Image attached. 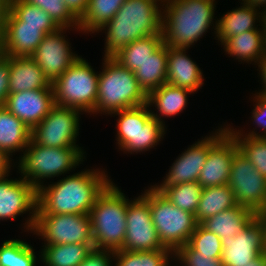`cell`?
Listing matches in <instances>:
<instances>
[{
  "instance_id": "ac0fdd59",
  "label": "cell",
  "mask_w": 266,
  "mask_h": 266,
  "mask_svg": "<svg viewBox=\"0 0 266 266\" xmlns=\"http://www.w3.org/2000/svg\"><path fill=\"white\" fill-rule=\"evenodd\" d=\"M223 266H244L265 250L264 226L256 216L235 237L221 239Z\"/></svg>"
},
{
  "instance_id": "681fc988",
  "label": "cell",
  "mask_w": 266,
  "mask_h": 266,
  "mask_svg": "<svg viewBox=\"0 0 266 266\" xmlns=\"http://www.w3.org/2000/svg\"><path fill=\"white\" fill-rule=\"evenodd\" d=\"M264 226L265 248H266V212H260L257 214Z\"/></svg>"
},
{
  "instance_id": "30bf717a",
  "label": "cell",
  "mask_w": 266,
  "mask_h": 266,
  "mask_svg": "<svg viewBox=\"0 0 266 266\" xmlns=\"http://www.w3.org/2000/svg\"><path fill=\"white\" fill-rule=\"evenodd\" d=\"M33 232L45 245L94 244L88 214H36Z\"/></svg>"
},
{
  "instance_id": "60d3db41",
  "label": "cell",
  "mask_w": 266,
  "mask_h": 266,
  "mask_svg": "<svg viewBox=\"0 0 266 266\" xmlns=\"http://www.w3.org/2000/svg\"><path fill=\"white\" fill-rule=\"evenodd\" d=\"M255 95V100L253 99V101L255 102V106L254 109L252 110V117L251 119L253 120V122H255V125L257 124L258 128H262L260 130H262L263 132H261L259 134L256 133V131H250L248 134H244L243 132H241V130L237 131L231 127L226 126L227 131L232 135V136H246V137H263L266 138V97L265 96H261L259 94H254Z\"/></svg>"
},
{
  "instance_id": "603a6c76",
  "label": "cell",
  "mask_w": 266,
  "mask_h": 266,
  "mask_svg": "<svg viewBox=\"0 0 266 266\" xmlns=\"http://www.w3.org/2000/svg\"><path fill=\"white\" fill-rule=\"evenodd\" d=\"M239 8L232 9V11L224 14L215 23V34L218 40L222 43L226 38L239 35L248 30H264L263 26V12L258 9L252 8L248 4L242 3ZM258 10V11H257ZM262 26L261 28L255 27V22Z\"/></svg>"
},
{
  "instance_id": "484cf974",
  "label": "cell",
  "mask_w": 266,
  "mask_h": 266,
  "mask_svg": "<svg viewBox=\"0 0 266 266\" xmlns=\"http://www.w3.org/2000/svg\"><path fill=\"white\" fill-rule=\"evenodd\" d=\"M191 93L194 92L164 83L161 87L151 91L147 95V104L149 106H155L159 111L158 115V111L155 113L151 110L152 117L165 125L161 117H171L180 114L187 105L188 94L191 95Z\"/></svg>"
},
{
  "instance_id": "b9f144b4",
  "label": "cell",
  "mask_w": 266,
  "mask_h": 266,
  "mask_svg": "<svg viewBox=\"0 0 266 266\" xmlns=\"http://www.w3.org/2000/svg\"><path fill=\"white\" fill-rule=\"evenodd\" d=\"M10 57L0 54V107L5 105L9 91Z\"/></svg>"
},
{
  "instance_id": "e575fe53",
  "label": "cell",
  "mask_w": 266,
  "mask_h": 266,
  "mask_svg": "<svg viewBox=\"0 0 266 266\" xmlns=\"http://www.w3.org/2000/svg\"><path fill=\"white\" fill-rule=\"evenodd\" d=\"M33 247L20 239L6 240L0 247V266H36Z\"/></svg>"
},
{
  "instance_id": "d6986e66",
  "label": "cell",
  "mask_w": 266,
  "mask_h": 266,
  "mask_svg": "<svg viewBox=\"0 0 266 266\" xmlns=\"http://www.w3.org/2000/svg\"><path fill=\"white\" fill-rule=\"evenodd\" d=\"M54 105L53 89H34L10 93L4 106L32 130Z\"/></svg>"
},
{
  "instance_id": "c3c4849f",
  "label": "cell",
  "mask_w": 266,
  "mask_h": 266,
  "mask_svg": "<svg viewBox=\"0 0 266 266\" xmlns=\"http://www.w3.org/2000/svg\"><path fill=\"white\" fill-rule=\"evenodd\" d=\"M244 266H266V258L263 254H260Z\"/></svg>"
},
{
  "instance_id": "f5cc1de1",
  "label": "cell",
  "mask_w": 266,
  "mask_h": 266,
  "mask_svg": "<svg viewBox=\"0 0 266 266\" xmlns=\"http://www.w3.org/2000/svg\"><path fill=\"white\" fill-rule=\"evenodd\" d=\"M263 255H264L265 258H266V248H265V250H264V252H263Z\"/></svg>"
},
{
  "instance_id": "816d5d0a",
  "label": "cell",
  "mask_w": 266,
  "mask_h": 266,
  "mask_svg": "<svg viewBox=\"0 0 266 266\" xmlns=\"http://www.w3.org/2000/svg\"><path fill=\"white\" fill-rule=\"evenodd\" d=\"M263 26H264V29H266V11L263 12Z\"/></svg>"
},
{
  "instance_id": "9c48e42d",
  "label": "cell",
  "mask_w": 266,
  "mask_h": 266,
  "mask_svg": "<svg viewBox=\"0 0 266 266\" xmlns=\"http://www.w3.org/2000/svg\"><path fill=\"white\" fill-rule=\"evenodd\" d=\"M149 207L159 241L164 247L175 252L188 243L198 225L195 214L175 206L152 185L149 187Z\"/></svg>"
},
{
  "instance_id": "d4e9b609",
  "label": "cell",
  "mask_w": 266,
  "mask_h": 266,
  "mask_svg": "<svg viewBox=\"0 0 266 266\" xmlns=\"http://www.w3.org/2000/svg\"><path fill=\"white\" fill-rule=\"evenodd\" d=\"M221 45L224 51L240 61L254 65L265 55L266 32L265 30H248L239 35L226 38Z\"/></svg>"
},
{
  "instance_id": "7a4b0ae2",
  "label": "cell",
  "mask_w": 266,
  "mask_h": 266,
  "mask_svg": "<svg viewBox=\"0 0 266 266\" xmlns=\"http://www.w3.org/2000/svg\"><path fill=\"white\" fill-rule=\"evenodd\" d=\"M163 2L164 0H126L115 16L99 29L105 30L106 34L104 57H113L140 38L162 34L163 6L159 5Z\"/></svg>"
},
{
  "instance_id": "5bb4252c",
  "label": "cell",
  "mask_w": 266,
  "mask_h": 266,
  "mask_svg": "<svg viewBox=\"0 0 266 266\" xmlns=\"http://www.w3.org/2000/svg\"><path fill=\"white\" fill-rule=\"evenodd\" d=\"M227 132L224 126L217 129L202 140L194 143L187 150L182 152L175 162L170 166V170L160 185L152 186L159 193L166 188L179 185L181 183L198 182L202 167L205 164L209 149Z\"/></svg>"
},
{
  "instance_id": "f35d334b",
  "label": "cell",
  "mask_w": 266,
  "mask_h": 266,
  "mask_svg": "<svg viewBox=\"0 0 266 266\" xmlns=\"http://www.w3.org/2000/svg\"><path fill=\"white\" fill-rule=\"evenodd\" d=\"M188 244L201 255L212 256V258H221L222 256L221 238L205 229L201 224L196 226Z\"/></svg>"
},
{
  "instance_id": "7bdbcfd3",
  "label": "cell",
  "mask_w": 266,
  "mask_h": 266,
  "mask_svg": "<svg viewBox=\"0 0 266 266\" xmlns=\"http://www.w3.org/2000/svg\"><path fill=\"white\" fill-rule=\"evenodd\" d=\"M113 251L94 248L78 266H112Z\"/></svg>"
},
{
  "instance_id": "74e56055",
  "label": "cell",
  "mask_w": 266,
  "mask_h": 266,
  "mask_svg": "<svg viewBox=\"0 0 266 266\" xmlns=\"http://www.w3.org/2000/svg\"><path fill=\"white\" fill-rule=\"evenodd\" d=\"M47 12L59 27L79 29V19L69 10L64 0H24Z\"/></svg>"
},
{
  "instance_id": "ffe728a7",
  "label": "cell",
  "mask_w": 266,
  "mask_h": 266,
  "mask_svg": "<svg viewBox=\"0 0 266 266\" xmlns=\"http://www.w3.org/2000/svg\"><path fill=\"white\" fill-rule=\"evenodd\" d=\"M238 150V144L227 131L209 149L198 183L203 188L228 184L233 156Z\"/></svg>"
},
{
  "instance_id": "4dcf8cb0",
  "label": "cell",
  "mask_w": 266,
  "mask_h": 266,
  "mask_svg": "<svg viewBox=\"0 0 266 266\" xmlns=\"http://www.w3.org/2000/svg\"><path fill=\"white\" fill-rule=\"evenodd\" d=\"M163 43L162 34L149 35L131 42L115 54L113 58L122 66L134 72Z\"/></svg>"
},
{
  "instance_id": "836d02e7",
  "label": "cell",
  "mask_w": 266,
  "mask_h": 266,
  "mask_svg": "<svg viewBox=\"0 0 266 266\" xmlns=\"http://www.w3.org/2000/svg\"><path fill=\"white\" fill-rule=\"evenodd\" d=\"M172 256H174V252L167 247L145 252H131L121 249L113 251L112 260H117L116 266H168L169 259L174 258Z\"/></svg>"
},
{
  "instance_id": "f1b7e54d",
  "label": "cell",
  "mask_w": 266,
  "mask_h": 266,
  "mask_svg": "<svg viewBox=\"0 0 266 266\" xmlns=\"http://www.w3.org/2000/svg\"><path fill=\"white\" fill-rule=\"evenodd\" d=\"M237 205L236 198L228 184L204 187L195 219L200 224L205 219Z\"/></svg>"
},
{
  "instance_id": "9a60e30c",
  "label": "cell",
  "mask_w": 266,
  "mask_h": 266,
  "mask_svg": "<svg viewBox=\"0 0 266 266\" xmlns=\"http://www.w3.org/2000/svg\"><path fill=\"white\" fill-rule=\"evenodd\" d=\"M0 179V220L16 219L29 211L24 228L33 231L37 210V189L23 178Z\"/></svg>"
},
{
  "instance_id": "8d00e7d4",
  "label": "cell",
  "mask_w": 266,
  "mask_h": 266,
  "mask_svg": "<svg viewBox=\"0 0 266 266\" xmlns=\"http://www.w3.org/2000/svg\"><path fill=\"white\" fill-rule=\"evenodd\" d=\"M238 149L255 169L266 178V138L233 136Z\"/></svg>"
},
{
  "instance_id": "f6af8a7d",
  "label": "cell",
  "mask_w": 266,
  "mask_h": 266,
  "mask_svg": "<svg viewBox=\"0 0 266 266\" xmlns=\"http://www.w3.org/2000/svg\"><path fill=\"white\" fill-rule=\"evenodd\" d=\"M12 159L8 157L3 151L0 150V179L9 176Z\"/></svg>"
},
{
  "instance_id": "ab89813d",
  "label": "cell",
  "mask_w": 266,
  "mask_h": 266,
  "mask_svg": "<svg viewBox=\"0 0 266 266\" xmlns=\"http://www.w3.org/2000/svg\"><path fill=\"white\" fill-rule=\"evenodd\" d=\"M173 260H179L182 266H223L221 258L201 255L195 251L188 243L179 247L173 256Z\"/></svg>"
},
{
  "instance_id": "2e32d148",
  "label": "cell",
  "mask_w": 266,
  "mask_h": 266,
  "mask_svg": "<svg viewBox=\"0 0 266 266\" xmlns=\"http://www.w3.org/2000/svg\"><path fill=\"white\" fill-rule=\"evenodd\" d=\"M67 29L70 30L60 27L46 34L31 55L51 84L80 57L72 52L71 44L65 39Z\"/></svg>"
},
{
  "instance_id": "cb8c5ba5",
  "label": "cell",
  "mask_w": 266,
  "mask_h": 266,
  "mask_svg": "<svg viewBox=\"0 0 266 266\" xmlns=\"http://www.w3.org/2000/svg\"><path fill=\"white\" fill-rule=\"evenodd\" d=\"M257 216L247 207L237 205L211 216L200 224L221 239L235 237Z\"/></svg>"
},
{
  "instance_id": "4fadbf2b",
  "label": "cell",
  "mask_w": 266,
  "mask_h": 266,
  "mask_svg": "<svg viewBox=\"0 0 266 266\" xmlns=\"http://www.w3.org/2000/svg\"><path fill=\"white\" fill-rule=\"evenodd\" d=\"M126 235L122 250L153 251L165 248L159 241L149 207V189L130 200L126 211Z\"/></svg>"
},
{
  "instance_id": "7c38bea8",
  "label": "cell",
  "mask_w": 266,
  "mask_h": 266,
  "mask_svg": "<svg viewBox=\"0 0 266 266\" xmlns=\"http://www.w3.org/2000/svg\"><path fill=\"white\" fill-rule=\"evenodd\" d=\"M228 185L237 204L249 208L256 214L266 206V178L238 150L232 160Z\"/></svg>"
},
{
  "instance_id": "6da1fadb",
  "label": "cell",
  "mask_w": 266,
  "mask_h": 266,
  "mask_svg": "<svg viewBox=\"0 0 266 266\" xmlns=\"http://www.w3.org/2000/svg\"><path fill=\"white\" fill-rule=\"evenodd\" d=\"M106 171L86 169L37 190L36 214H88L111 182Z\"/></svg>"
},
{
  "instance_id": "ee69618b",
  "label": "cell",
  "mask_w": 266,
  "mask_h": 266,
  "mask_svg": "<svg viewBox=\"0 0 266 266\" xmlns=\"http://www.w3.org/2000/svg\"><path fill=\"white\" fill-rule=\"evenodd\" d=\"M69 10L80 19L86 12L89 5V0H64Z\"/></svg>"
},
{
  "instance_id": "8fae6325",
  "label": "cell",
  "mask_w": 266,
  "mask_h": 266,
  "mask_svg": "<svg viewBox=\"0 0 266 266\" xmlns=\"http://www.w3.org/2000/svg\"><path fill=\"white\" fill-rule=\"evenodd\" d=\"M82 111L54 105L48 115L31 130V139L46 147H79V120Z\"/></svg>"
},
{
  "instance_id": "d6a6232c",
  "label": "cell",
  "mask_w": 266,
  "mask_h": 266,
  "mask_svg": "<svg viewBox=\"0 0 266 266\" xmlns=\"http://www.w3.org/2000/svg\"><path fill=\"white\" fill-rule=\"evenodd\" d=\"M5 8L22 25L40 26L45 34L54 32L60 28L47 12L24 0H5Z\"/></svg>"
},
{
  "instance_id": "1f68e13d",
  "label": "cell",
  "mask_w": 266,
  "mask_h": 266,
  "mask_svg": "<svg viewBox=\"0 0 266 266\" xmlns=\"http://www.w3.org/2000/svg\"><path fill=\"white\" fill-rule=\"evenodd\" d=\"M125 1L89 0L86 12L79 19L80 31L84 33H99V29L115 16Z\"/></svg>"
},
{
  "instance_id": "8992f818",
  "label": "cell",
  "mask_w": 266,
  "mask_h": 266,
  "mask_svg": "<svg viewBox=\"0 0 266 266\" xmlns=\"http://www.w3.org/2000/svg\"><path fill=\"white\" fill-rule=\"evenodd\" d=\"M83 154L85 152L81 147H46L36 144L31 139L23 155L19 157L17 169L21 173L20 178L25 179L38 190L46 178L58 177L76 169L84 161Z\"/></svg>"
},
{
  "instance_id": "44dd1931",
  "label": "cell",
  "mask_w": 266,
  "mask_h": 266,
  "mask_svg": "<svg viewBox=\"0 0 266 266\" xmlns=\"http://www.w3.org/2000/svg\"><path fill=\"white\" fill-rule=\"evenodd\" d=\"M187 48L168 46L166 83L196 92L204 83L202 70L186 55Z\"/></svg>"
},
{
  "instance_id": "52a82bcc",
  "label": "cell",
  "mask_w": 266,
  "mask_h": 266,
  "mask_svg": "<svg viewBox=\"0 0 266 266\" xmlns=\"http://www.w3.org/2000/svg\"><path fill=\"white\" fill-rule=\"evenodd\" d=\"M98 72L81 56L53 83L55 104L91 113L98 93Z\"/></svg>"
},
{
  "instance_id": "277c9868",
  "label": "cell",
  "mask_w": 266,
  "mask_h": 266,
  "mask_svg": "<svg viewBox=\"0 0 266 266\" xmlns=\"http://www.w3.org/2000/svg\"><path fill=\"white\" fill-rule=\"evenodd\" d=\"M128 202L113 181L96 198L89 213L96 249L117 251L123 248Z\"/></svg>"
},
{
  "instance_id": "e0dca14e",
  "label": "cell",
  "mask_w": 266,
  "mask_h": 266,
  "mask_svg": "<svg viewBox=\"0 0 266 266\" xmlns=\"http://www.w3.org/2000/svg\"><path fill=\"white\" fill-rule=\"evenodd\" d=\"M40 26L22 25L5 7L0 20V54L30 57L45 37Z\"/></svg>"
},
{
  "instance_id": "bcb514c9",
  "label": "cell",
  "mask_w": 266,
  "mask_h": 266,
  "mask_svg": "<svg viewBox=\"0 0 266 266\" xmlns=\"http://www.w3.org/2000/svg\"><path fill=\"white\" fill-rule=\"evenodd\" d=\"M258 68L259 70V75H260V79L262 80L261 84H263V88L257 93L261 96H265L266 97V52L265 55L257 62ZM261 73V74H260Z\"/></svg>"
},
{
  "instance_id": "f907efd6",
  "label": "cell",
  "mask_w": 266,
  "mask_h": 266,
  "mask_svg": "<svg viewBox=\"0 0 266 266\" xmlns=\"http://www.w3.org/2000/svg\"><path fill=\"white\" fill-rule=\"evenodd\" d=\"M4 7H5V0H0V20L2 17Z\"/></svg>"
},
{
  "instance_id": "d590c367",
  "label": "cell",
  "mask_w": 266,
  "mask_h": 266,
  "mask_svg": "<svg viewBox=\"0 0 266 266\" xmlns=\"http://www.w3.org/2000/svg\"><path fill=\"white\" fill-rule=\"evenodd\" d=\"M202 191L198 182H188L166 188L162 194L178 208L195 214Z\"/></svg>"
},
{
  "instance_id": "7402d4cb",
  "label": "cell",
  "mask_w": 266,
  "mask_h": 266,
  "mask_svg": "<svg viewBox=\"0 0 266 266\" xmlns=\"http://www.w3.org/2000/svg\"><path fill=\"white\" fill-rule=\"evenodd\" d=\"M9 82L10 93L53 89L51 82L31 56L10 57Z\"/></svg>"
},
{
  "instance_id": "ba28073f",
  "label": "cell",
  "mask_w": 266,
  "mask_h": 266,
  "mask_svg": "<svg viewBox=\"0 0 266 266\" xmlns=\"http://www.w3.org/2000/svg\"><path fill=\"white\" fill-rule=\"evenodd\" d=\"M149 105L113 112L117 119V144L125 153L149 151L159 144L165 132V125L152 117Z\"/></svg>"
},
{
  "instance_id": "3957f363",
  "label": "cell",
  "mask_w": 266,
  "mask_h": 266,
  "mask_svg": "<svg viewBox=\"0 0 266 266\" xmlns=\"http://www.w3.org/2000/svg\"><path fill=\"white\" fill-rule=\"evenodd\" d=\"M215 0H164L161 33L167 46L187 48L213 24Z\"/></svg>"
},
{
  "instance_id": "f546056e",
  "label": "cell",
  "mask_w": 266,
  "mask_h": 266,
  "mask_svg": "<svg viewBox=\"0 0 266 266\" xmlns=\"http://www.w3.org/2000/svg\"><path fill=\"white\" fill-rule=\"evenodd\" d=\"M41 261L45 266H78L95 248L94 244L43 245Z\"/></svg>"
},
{
  "instance_id": "4316f807",
  "label": "cell",
  "mask_w": 266,
  "mask_h": 266,
  "mask_svg": "<svg viewBox=\"0 0 266 266\" xmlns=\"http://www.w3.org/2000/svg\"><path fill=\"white\" fill-rule=\"evenodd\" d=\"M31 140V129L5 106L0 107V150L8 157L19 150L24 152Z\"/></svg>"
},
{
  "instance_id": "7dc6e473",
  "label": "cell",
  "mask_w": 266,
  "mask_h": 266,
  "mask_svg": "<svg viewBox=\"0 0 266 266\" xmlns=\"http://www.w3.org/2000/svg\"><path fill=\"white\" fill-rule=\"evenodd\" d=\"M243 3L245 4H248L249 6H251L252 8H255V9H261L263 8L262 12H265L266 11V0H242ZM261 6V8H260Z\"/></svg>"
},
{
  "instance_id": "83f0119b",
  "label": "cell",
  "mask_w": 266,
  "mask_h": 266,
  "mask_svg": "<svg viewBox=\"0 0 266 266\" xmlns=\"http://www.w3.org/2000/svg\"><path fill=\"white\" fill-rule=\"evenodd\" d=\"M168 46L163 43L134 71L139 86L148 95L167 81Z\"/></svg>"
},
{
  "instance_id": "5b68a950",
  "label": "cell",
  "mask_w": 266,
  "mask_h": 266,
  "mask_svg": "<svg viewBox=\"0 0 266 266\" xmlns=\"http://www.w3.org/2000/svg\"><path fill=\"white\" fill-rule=\"evenodd\" d=\"M103 69L98 77V93L92 114L121 111L147 103V94L139 86L135 73L113 57L103 58Z\"/></svg>"
}]
</instances>
